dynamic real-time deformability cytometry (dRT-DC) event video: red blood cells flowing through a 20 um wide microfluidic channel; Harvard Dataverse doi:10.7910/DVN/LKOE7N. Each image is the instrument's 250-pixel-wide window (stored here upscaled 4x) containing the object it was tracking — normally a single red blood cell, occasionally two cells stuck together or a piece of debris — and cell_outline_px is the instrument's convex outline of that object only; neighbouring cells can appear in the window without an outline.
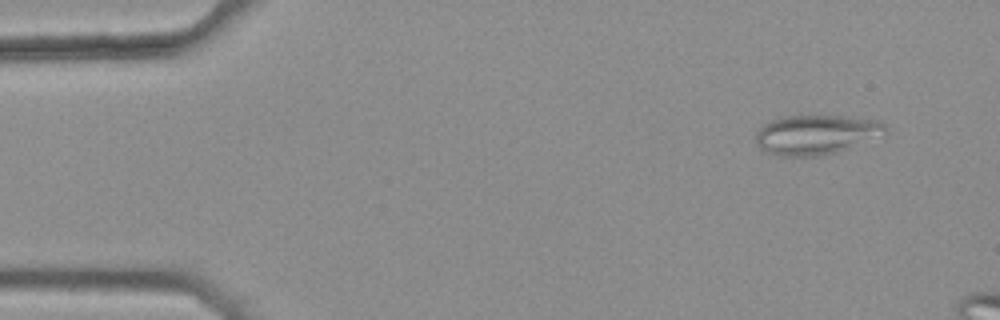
{"species": "common noctule bat (a hibernating species)", "species_latin": "Nyctalus noctula", "temperature_condition": "warm", "stored_images_in_passage": 6, "camera_frame_rate_fps": 3000, "um_per_image_px": 0.085, "animal": {"sex": "female", "body_mass_g": 25.1}, "frame": {"image": 1, "passage_image": 2, "time_ms": 0.333, "image_size_px": [1000, 320], "cell_outline_px": [[888, 132], [848, 148], [836, 152], [820, 156], [780, 156], [764, 152], [756, 144], [756, 132], [768, 120], [784, 116], [848, 116], [880, 120], [888, 128]], "centroid_in_image_um": [69.34, 11.43], "position_along_channel_um": 15.7, "area_um2": 30.06}}